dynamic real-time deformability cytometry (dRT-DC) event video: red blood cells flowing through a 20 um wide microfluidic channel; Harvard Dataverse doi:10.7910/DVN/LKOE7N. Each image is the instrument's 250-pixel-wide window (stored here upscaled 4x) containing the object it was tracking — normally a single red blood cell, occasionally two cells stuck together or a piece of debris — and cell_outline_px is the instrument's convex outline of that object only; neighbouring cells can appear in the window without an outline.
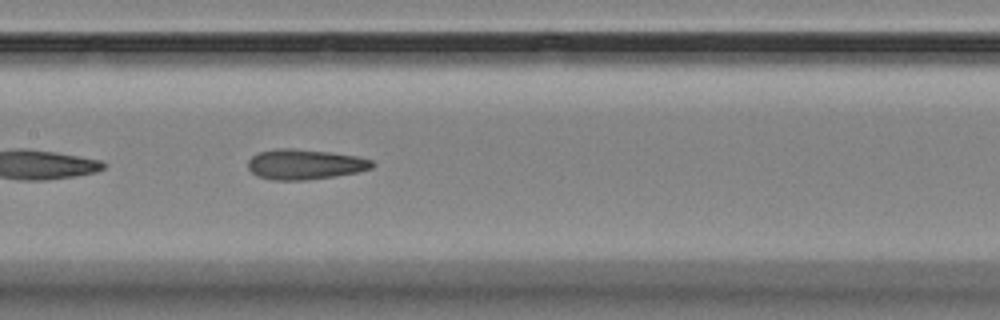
{"species": "Egyptian fruit bat (a non-hibernating species)", "species_latin": "Rousettus aegyptiacus", "temperature_condition": "room temperature", "stored_images_in_passage": 4, "camera_frame_rate_fps": 3000, "um_per_image_px": 0.085, "animal": {"sex": "female"}, "frame": {"image": 1, "passage_image": 4, "time_ms": 3.333, "image_size_px": [1000, 320], "cell_outline_px": [[376, 164], [372, 168], [356, 172], [336, 176], [308, 180], [272, 180], [256, 176], [248, 168], [248, 160], [252, 156], [260, 152], [276, 148], [292, 148], [328, 152], [356, 156], [372, 160]], "centroid_in_image_um": [25.9, 13.97], "position_along_channel_um": 181.5, "area_um2": 21.91}}